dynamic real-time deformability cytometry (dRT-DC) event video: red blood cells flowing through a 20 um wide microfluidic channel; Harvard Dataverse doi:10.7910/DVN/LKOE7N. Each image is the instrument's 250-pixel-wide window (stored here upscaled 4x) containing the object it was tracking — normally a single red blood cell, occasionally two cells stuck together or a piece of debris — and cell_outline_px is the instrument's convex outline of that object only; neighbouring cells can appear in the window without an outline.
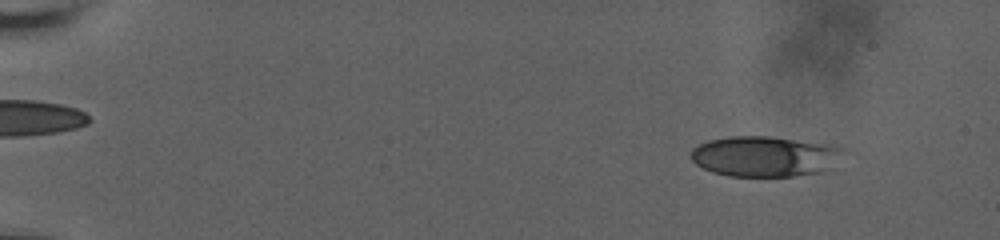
{"species": "human", "species_latin": "Homo sapiens", "temperature_condition": "room temperature", "stored_images_in_passage": 24, "camera_frame_rate_fps": 3000, "um_per_image_px": 0.085, "donor": {"sex": "male"}, "frame": {"image": 1, "passage_image": 6, "time_ms": 1.667, "image_size_px": [1000, 240], "cell_outline_px": [[848, 152], [820, 172], [792, 176], [728, 176], [712, 172], [696, 164], [692, 160], [692, 148], [708, 140], [728, 136], [768, 136], [824, 144], [844, 148]], "centroid_in_image_um": [64.97, 13.28], "position_along_channel_um": 20.0, "area_um2": 35.6}}
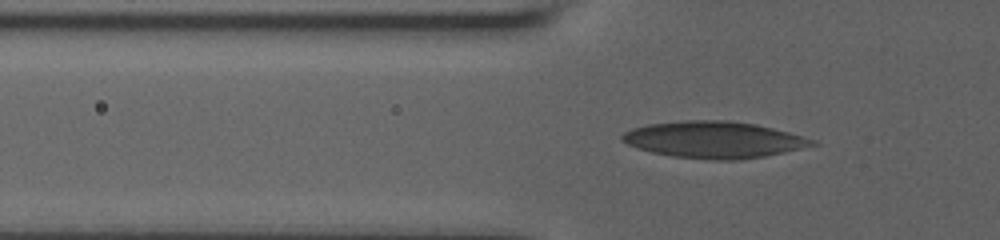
{"frame": {"image": 2, "passage_image": 16, "time_ms": 6.667, "image_size_px": [1000, 240], "cell_outline_px": [[820, 144], [784, 152], [764, 156], [740, 160], [712, 160], [672, 156], [652, 152], [636, 148], [620, 140], [620, 136], [624, 132], [632, 128], [648, 124], [684, 120], [728, 120], [756, 124], [788, 132], [816, 140]], "centroid_in_image_um": [60.67, 11.87], "position_along_channel_um": 65.1, "area_um2": 40.69}}
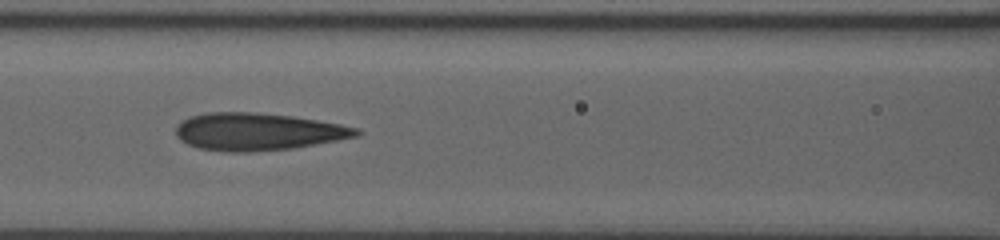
{"frame": {"image": 3, "passage_image": 21, "time_ms": 9.0, "image_size_px": [1000, 240], "cell_outline_px": [[360, 132], [356, 136], [336, 140], [292, 148], [248, 152], [228, 152], [200, 148], [188, 144], [180, 140], [176, 136], [176, 124], [188, 116], [208, 112], [252, 112], [292, 116], [340, 124], [360, 128]], "centroid_in_image_um": [21.86, 11.18], "position_along_channel_um": 144.7, "area_um2": 39.19}}